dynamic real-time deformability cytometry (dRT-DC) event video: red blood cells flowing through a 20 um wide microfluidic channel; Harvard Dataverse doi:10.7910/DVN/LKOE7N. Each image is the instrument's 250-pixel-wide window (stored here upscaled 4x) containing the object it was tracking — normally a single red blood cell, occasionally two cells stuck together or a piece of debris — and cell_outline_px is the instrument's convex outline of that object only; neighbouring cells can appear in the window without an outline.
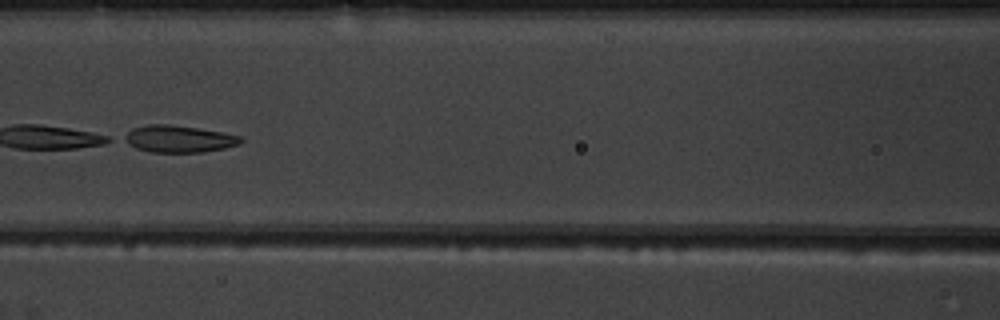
{"species": "common noctule bat (a hibernating species)", "species_latin": "Nyctalus noctula", "temperature_condition": "warm", "stored_images_in_passage": 48, "camera_frame_rate_fps": 3000, "um_per_image_px": 0.085, "animal": {"sex": "male", "body_mass_g": 19.5, "forearm_length_mm": 54.6}, "frame": {"image": 1, "passage_image": 21, "time_ms": 6.667, "image_size_px": [1000, 320], "cell_outline_px": [[244, 140], [240, 144], [224, 148], [204, 152], [152, 152], [136, 148], [120, 140], [120, 136], [132, 128], [148, 124], [168, 124], [224, 132], [240, 136]], "centroid_in_image_um": [15.14, 11.8], "position_along_channel_um": 151.5, "area_um2": 18.55}}
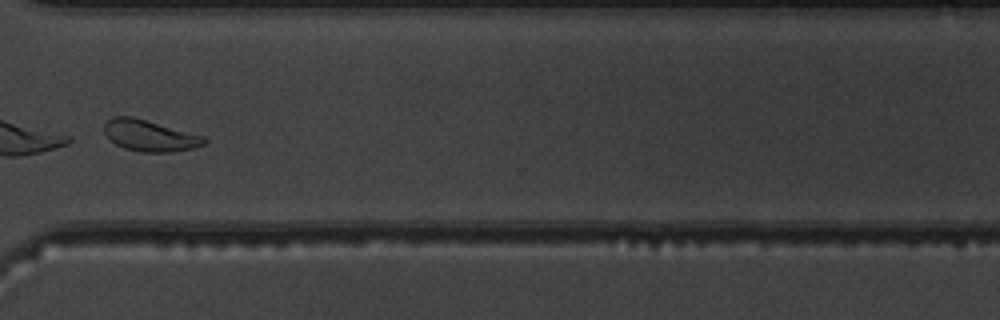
{"frame": {"image": 2, "passage_image": 37, "time_ms": 12.0, "image_size_px": [1000, 320], "cell_outline_px": [[208, 140], [204, 144], [192, 148], [172, 152], [144, 152], [124, 148], [108, 140], [104, 132], [104, 124], [112, 116], [132, 116], [208, 136]], "centroid_in_image_um": [12.75, 11.52], "position_along_channel_um": 357.9, "area_um2": 18.55}}